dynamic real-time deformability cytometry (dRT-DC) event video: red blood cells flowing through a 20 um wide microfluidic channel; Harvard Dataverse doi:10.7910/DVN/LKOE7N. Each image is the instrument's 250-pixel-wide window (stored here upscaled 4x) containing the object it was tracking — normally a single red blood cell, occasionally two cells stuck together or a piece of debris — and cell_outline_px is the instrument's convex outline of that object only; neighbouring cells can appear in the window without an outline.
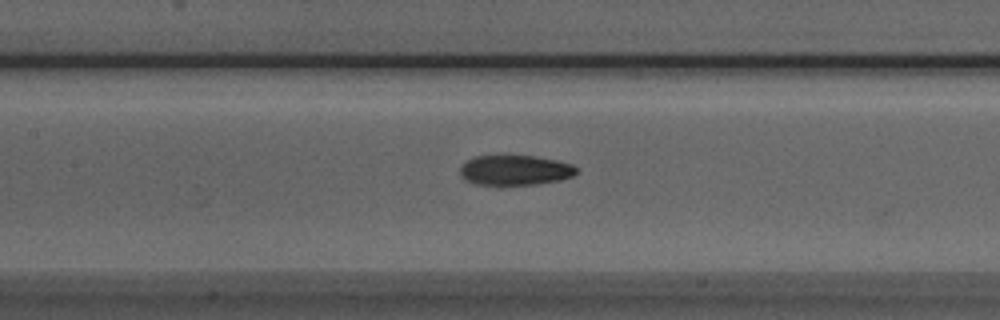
{"species": "Egyptian fruit bat (a non-hibernating species)", "species_latin": "Rousettus aegyptiacus", "temperature_condition": "room temperature", "stored_images_in_passage": 39, "camera_frame_rate_fps": 3000, "um_per_image_px": 0.085, "animal": {"sex": "male"}, "frame": {"image": 1, "passage_image": 11, "time_ms": 3.333, "image_size_px": [1000, 320], "cell_outline_px": [[576, 172], [572, 176], [560, 180], [536, 184], [500, 188], [476, 184], [464, 180], [460, 176], [460, 164], [472, 156], [532, 156], [556, 160], [572, 164], [576, 168]], "centroid_in_image_um": [43.68, 14.51], "position_along_channel_um": 163.7, "area_um2": 21.15}}
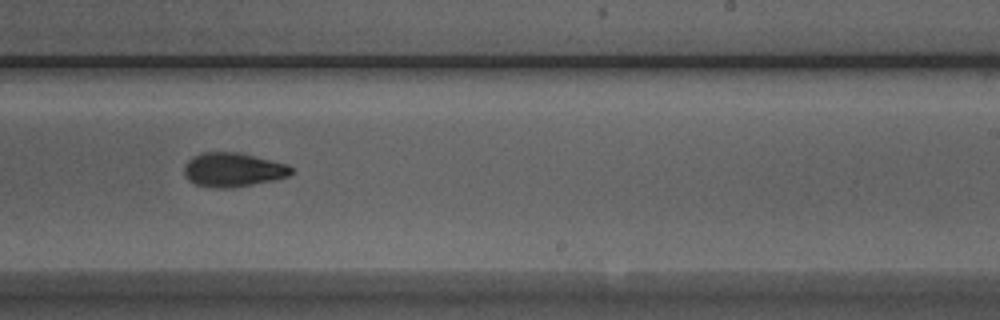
{"frame": {"image": 2, "passage_image": 19, "time_ms": 6.0, "image_size_px": [1000, 320], "cell_outline_px": [[292, 172], [288, 176], [276, 180], [232, 188], [212, 188], [196, 184], [188, 180], [184, 176], [184, 164], [192, 156], [204, 152], [236, 152], [288, 164], [292, 168]], "centroid_in_image_um": [19.78, 14.44], "position_along_channel_um": 269.2, "area_um2": 21.39}}
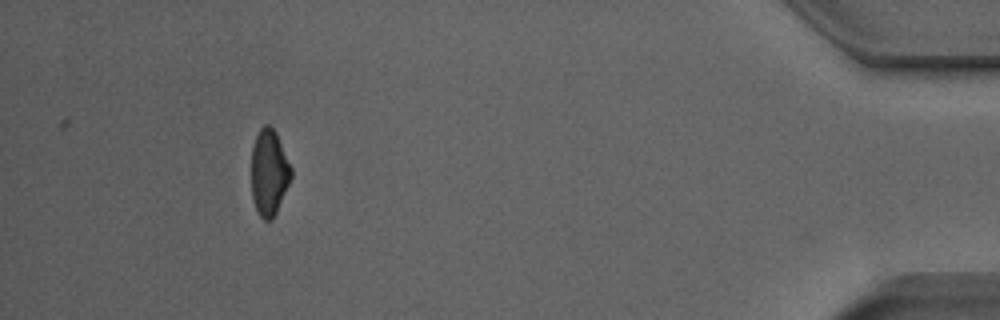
{"frame": {"image": 3, "passage_image": 35, "time_ms": 11.333, "image_size_px": [1000, 320], "cell_outline_px": [[292, 176], [276, 212], [272, 220], [264, 220], [260, 216], [252, 200], [252, 148], [256, 136], [260, 128], [264, 124], [268, 124], [276, 132], [292, 168]], "centroid_in_image_um": [22.87, 14.65], "position_along_channel_um": 412.3, "area_um2": 19.83}, "authors_computed_cell_mechanics": {"area_um2": 20.9236, "velocity_mm_per_s": 3.9738, "shape_relaxation_time_tau1_ms": 4.2442, "shape_relaxation_time_tau2_ms": 5.1764, "deformation_change_tau1": 0.1517, "deformation_change_tau2": 0.1119}}